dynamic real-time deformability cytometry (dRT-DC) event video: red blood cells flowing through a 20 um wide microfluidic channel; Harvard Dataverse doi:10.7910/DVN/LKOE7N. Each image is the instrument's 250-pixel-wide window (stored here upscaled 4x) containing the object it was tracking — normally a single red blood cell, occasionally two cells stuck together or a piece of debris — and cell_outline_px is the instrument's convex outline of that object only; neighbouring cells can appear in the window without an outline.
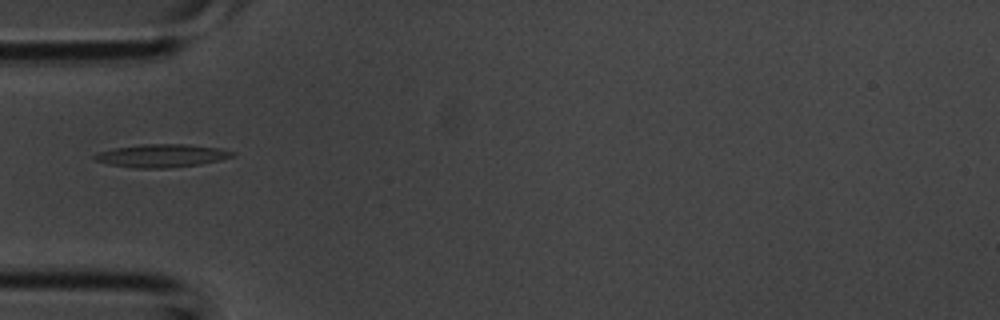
{"species": "common noctule bat (a hibernating species)", "species_latin": "Nyctalus noctula", "temperature_condition": "room temperature", "stored_images_in_passage": 29, "camera_frame_rate_fps": 3000, "um_per_image_px": 0.085, "animal": {"sex": "male", "body_mass_g": 20.1, "forearm_length_mm": 53.5}, "frame": {"image": 1, "passage_image": 3, "time_ms": 0.667, "image_size_px": [1000, 320], "cell_outline_px": [[236, 156], [220, 160], [200, 164], [168, 168], [136, 168], [108, 164], [96, 160], [92, 156], [100, 152], [112, 148], [140, 144], [184, 144], [220, 148], [236, 152]], "centroid_in_image_um": [13.77, 13.23], "position_along_channel_um": 71.2, "area_um2": 18.55}}
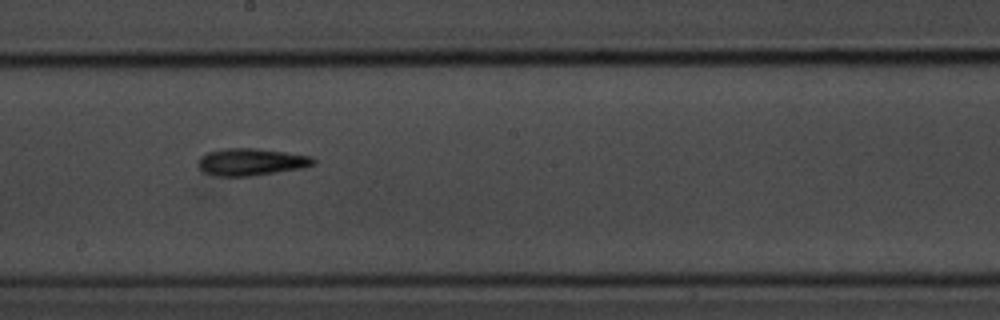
{"frame": {"image": 2, "passage_image": 12, "time_ms": 3.667, "image_size_px": [1000, 320], "cell_outline_px": [[316, 164], [304, 168], [248, 176], [216, 176], [204, 172], [200, 168], [200, 156], [208, 152], [224, 148], [256, 148], [312, 156], [316, 160]], "centroid_in_image_um": [21.39, 13.76], "position_along_channel_um": 226.8, "area_um2": 18.15}}
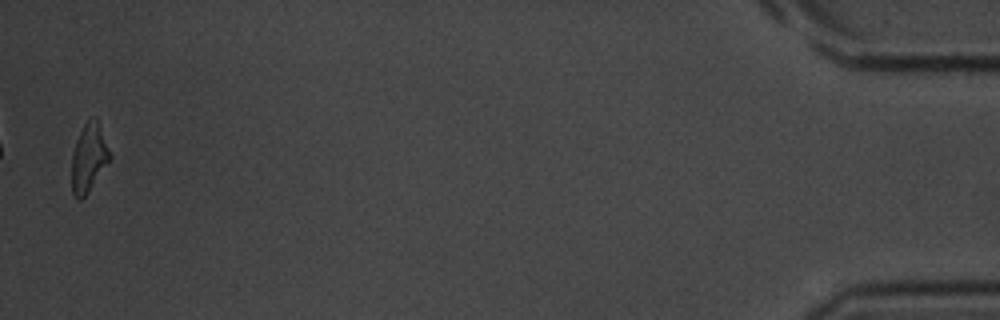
{"frame": {"image": 3, "passage_image": 29, "time_ms": 9.333, "image_size_px": [1000, 320], "cell_outline_px": [[112, 156], [88, 192], [80, 200], [76, 200], [72, 192], [72, 152], [76, 140], [84, 124], [92, 116], [96, 116]], "centroid_in_image_um": [7.54, 13.4], "position_along_channel_um": 427.7, "area_um2": 15.09}}